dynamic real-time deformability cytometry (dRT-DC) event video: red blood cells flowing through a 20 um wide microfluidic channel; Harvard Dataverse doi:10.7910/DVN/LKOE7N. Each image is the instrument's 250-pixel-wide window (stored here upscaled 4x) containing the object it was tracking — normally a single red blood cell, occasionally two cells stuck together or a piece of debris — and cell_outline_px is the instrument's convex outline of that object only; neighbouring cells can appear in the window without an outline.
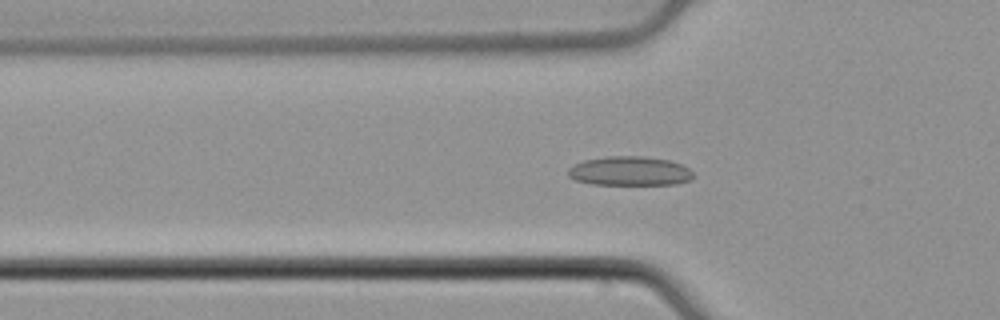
{"species": "common noctule bat (a hibernating species)", "species_latin": "Nyctalus noctula", "temperature_condition": "cold", "stored_images_in_passage": 54, "camera_frame_rate_fps": 3000, "um_per_image_px": 0.085, "animal": {"sex": "male", "body_mass_g": 21.5, "forearm_length_mm": 52.0}, "frame": {"image": 1, "passage_image": 18, "time_ms": 5.667, "image_size_px": [1000, 320], "cell_outline_px": [[692, 180], [676, 184], [592, 184], [576, 180], [568, 176], [568, 168], [584, 160], [604, 156], [644, 156], [668, 160], [680, 164], [688, 168], [692, 172]], "centroid_in_image_um": [53.52, 14.53], "position_along_channel_um": 72.3, "area_um2": 21.21}}
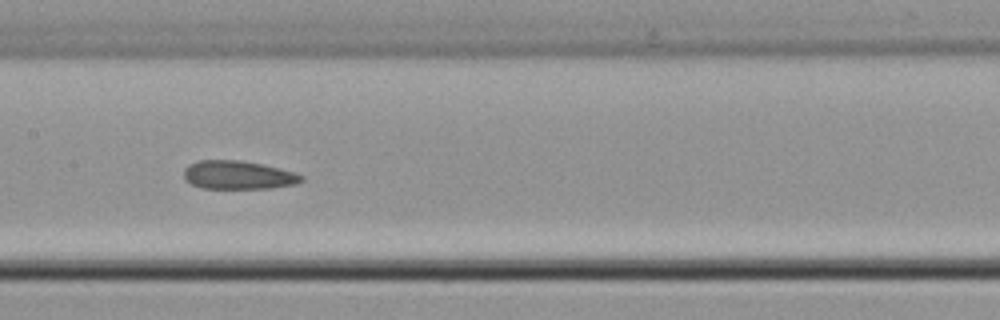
{"frame": {"image": 2, "passage_image": 27, "time_ms": 8.667, "image_size_px": [1000, 320], "cell_outline_px": [[304, 180], [296, 184], [272, 188], [200, 188], [184, 180], [184, 168], [188, 164], [200, 160], [240, 160], [260, 164], [292, 172], [304, 176]], "centroid_in_image_um": [20.2, 14.88], "position_along_channel_um": 187.2, "area_um2": 19.42}}
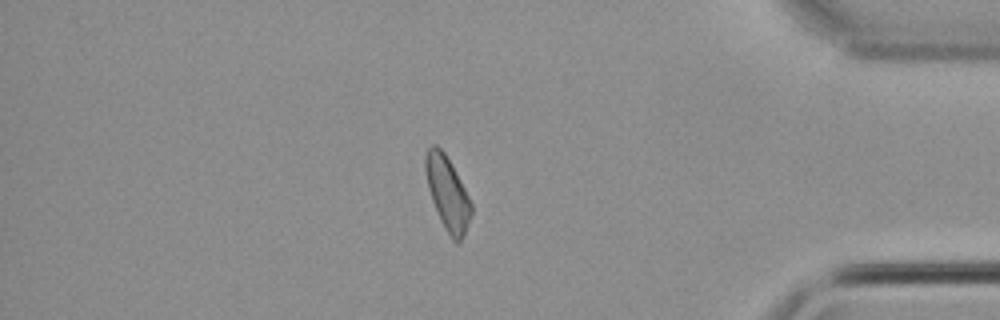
{"frame": {"image": 3, "passage_image": 46, "time_ms": 15.0, "image_size_px": [1000, 320], "cell_outline_px": [[472, 216], [460, 240], [456, 244], [452, 240], [440, 220], [432, 200], [428, 188], [424, 168], [424, 160], [428, 148], [432, 144], [436, 144], [444, 152], [464, 188], [472, 204]], "centroid_in_image_um": [38.02, 16.42], "position_along_channel_um": 397.2, "area_um2": 19.31}, "authors_computed_cell_mechanics": {"area_um2": 20.3745, "velocity_mm_per_s": 3.8455, "shape_relaxation_time_tau1_ms": null, "shape_relaxation_time_tau2_ms": 7.388, "deformation_change_tau1": null, "deformation_change_tau2": 0.131}}